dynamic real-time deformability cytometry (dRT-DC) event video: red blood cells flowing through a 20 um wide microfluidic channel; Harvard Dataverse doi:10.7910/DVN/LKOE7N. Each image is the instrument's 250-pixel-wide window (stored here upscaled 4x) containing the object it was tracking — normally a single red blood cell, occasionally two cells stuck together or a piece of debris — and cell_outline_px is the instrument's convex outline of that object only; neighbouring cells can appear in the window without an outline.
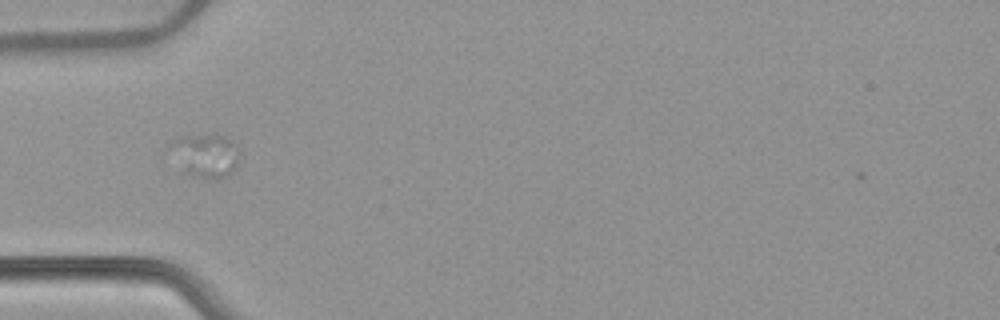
{"species": "common noctule bat (a hibernating species)", "species_latin": "Nyctalus noctula", "temperature_condition": "warm", "stored_images_in_passage": 34, "camera_frame_rate_fps": 3000, "um_per_image_px": 0.085, "animal": {"sex": "female", "body_mass_g": 22.7, "forearm_length_mm": 54.2}, "frame": {"image": 1, "passage_image": 1, "time_ms": 0.0, "image_size_px": [1000, 320], "cell_outline_px": [[240, 152], [236, 164], [232, 172], [228, 176], [220, 180], [216, 180], [196, 176], [188, 172], [184, 168], [168, 144], [176, 136], [224, 136], [232, 140]], "centroid_in_image_um": [17.53, 13.21], "position_along_channel_um": 67.5, "area_um2": 16.99}}
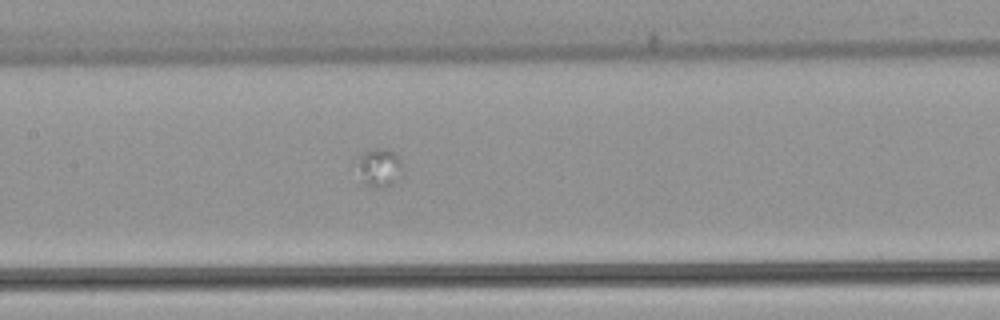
{"frame": {"image": 2, "passage_image": 10, "time_ms": 3.0, "image_size_px": [1000, 320], "cell_outline_px": [[404, 172], [392, 184], [384, 188], [380, 188], [364, 184], [348, 168], [352, 160], [356, 156], [372, 148], [388, 148], [396, 152], [400, 156]], "centroid_in_image_um": [32.09, 14.21], "position_along_channel_um": 175.3, "area_um2": 11.62}}
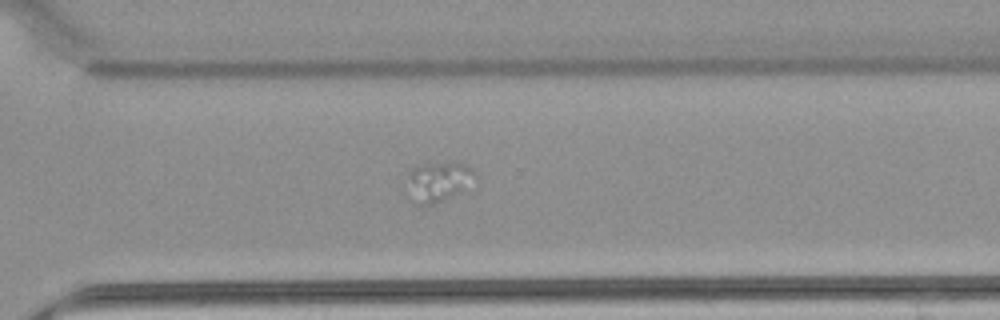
{"frame": {"image": 3, "passage_image": 23, "time_ms": 7.333, "image_size_px": [1000, 320], "cell_outline_px": [[476, 172], [460, 192], [436, 204], [424, 204], [408, 176], [408, 172], [412, 168], [420, 164], [468, 164]], "centroid_in_image_um": [37.38, 15.36], "position_along_channel_um": 333.2, "area_um2": 13.93}}